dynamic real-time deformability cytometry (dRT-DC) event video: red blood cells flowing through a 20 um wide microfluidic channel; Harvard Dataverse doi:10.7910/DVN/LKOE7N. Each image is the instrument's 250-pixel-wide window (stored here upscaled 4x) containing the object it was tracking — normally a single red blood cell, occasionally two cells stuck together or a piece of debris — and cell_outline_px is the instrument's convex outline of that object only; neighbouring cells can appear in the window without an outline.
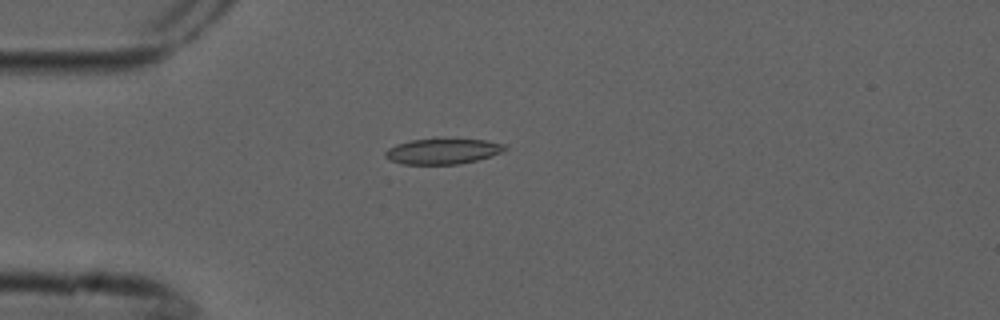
{"species": "common noctule bat (a hibernating species)", "species_latin": "Nyctalus noctula", "temperature_condition": "cold", "stored_images_in_passage": 4, "camera_frame_rate_fps": 3000, "um_per_image_px": 0.085, "animal": {"sex": "male", "forearm_length_mm": 52.5}, "frame": {"image": 1, "passage_image": 1, "time_ms": 0.0, "image_size_px": [1000, 320], "cell_outline_px": [[508, 148], [500, 152], [476, 160], [456, 164], [404, 164], [392, 160], [384, 156], [384, 152], [388, 148], [396, 144], [412, 140], [436, 136], [484, 140], [504, 144]], "centroid_in_image_um": [37.6, 12.81], "position_along_channel_um": 47.4, "area_um2": 18.21}}
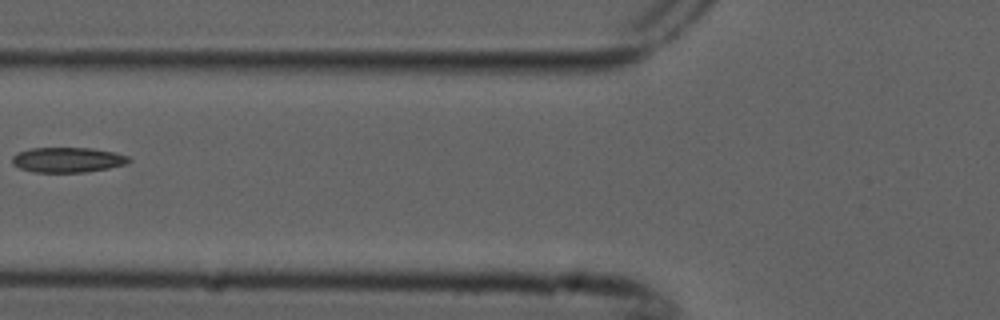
{"frame": {"image": 2, "passage_image": 3, "time_ms": 0.667, "image_size_px": [1000, 320], "cell_outline_px": [[132, 160], [128, 164], [108, 168], [84, 172], [36, 172], [20, 168], [12, 164], [12, 156], [16, 152], [32, 148], [92, 148], [116, 152], [128, 156]], "centroid_in_image_um": [5.77, 13.58], "position_along_channel_um": 120.0, "area_um2": 17.17}}
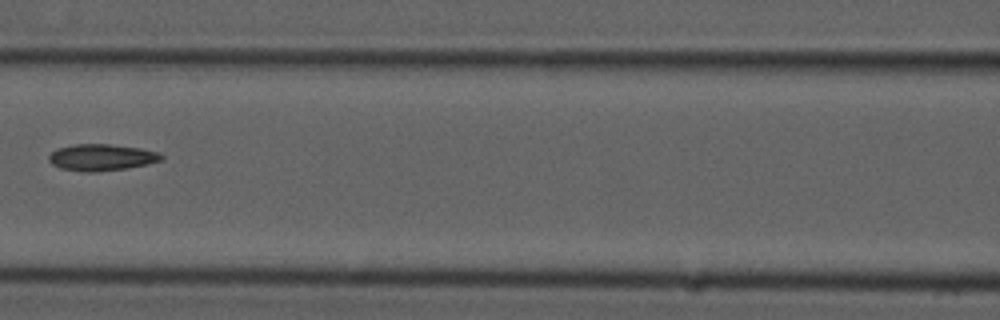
{"frame": {"image": 3, "passage_image": 4, "time_ms": 1.0, "image_size_px": [1000, 320], "cell_outline_px": [[164, 160], [148, 164], [124, 168], [96, 172], [84, 172], [60, 168], [52, 164], [48, 160], [48, 156], [56, 148], [76, 144], [108, 144], [140, 148], [160, 152], [164, 156]], "centroid_in_image_um": [8.64, 13.37], "position_along_channel_um": 158.0, "area_um2": 17.51}}